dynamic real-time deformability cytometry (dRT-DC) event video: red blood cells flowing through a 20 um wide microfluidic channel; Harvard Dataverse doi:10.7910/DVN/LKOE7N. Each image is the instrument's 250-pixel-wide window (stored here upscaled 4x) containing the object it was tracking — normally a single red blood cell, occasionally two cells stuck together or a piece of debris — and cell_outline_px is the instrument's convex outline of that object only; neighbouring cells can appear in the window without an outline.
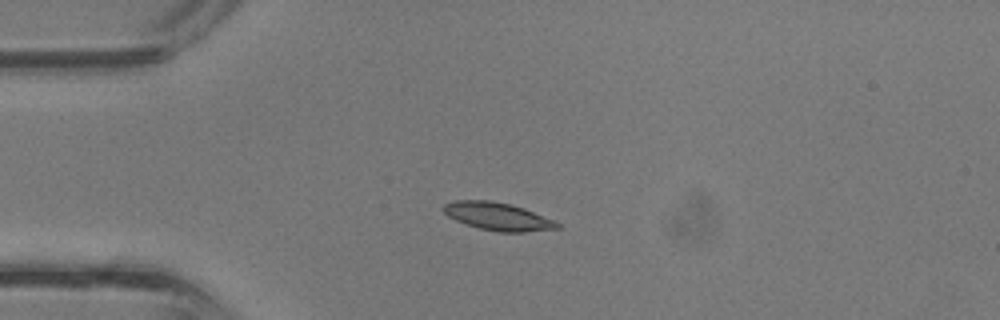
{"species": "common noctule bat (a hibernating species)", "species_latin": "Nyctalus noctula", "temperature_condition": "room temperature", "stored_images_in_passage": 37, "camera_frame_rate_fps": 3000, "um_per_image_px": 0.085, "animal": {"sex": "male", "body_mass_g": 13.3}, "frame": {"image": 1, "passage_image": 9, "time_ms": 2.667, "image_size_px": [1000, 320], "cell_outline_px": [[560, 228], [524, 232], [500, 232], [480, 228], [456, 220], [448, 216], [444, 212], [444, 204], [456, 200], [488, 200], [508, 204], [524, 208], [556, 220], [560, 224]], "centroid_in_image_um": [42.36, 18.4], "position_along_channel_um": 42.6, "area_um2": 18.26}}
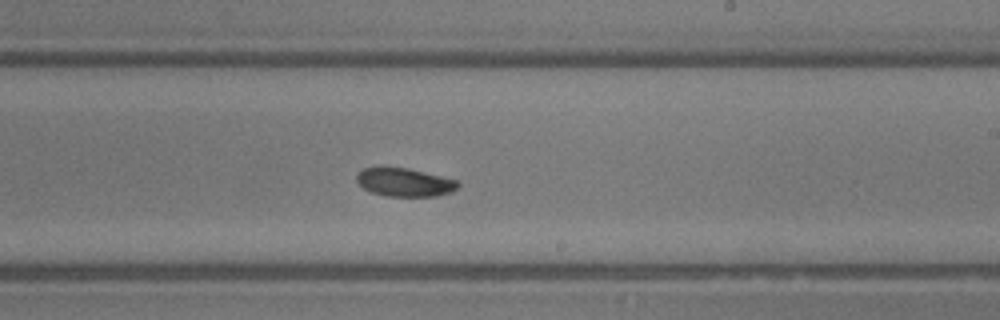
{"frame": {"image": 2, "passage_image": 22, "time_ms": 7.0, "image_size_px": [1000, 320], "cell_outline_px": [[460, 184], [452, 192], [436, 196], [384, 196], [372, 192], [364, 188], [356, 180], [356, 176], [364, 168], [380, 164], [384, 164], [408, 168], [456, 180]], "centroid_in_image_um": [34.33, 15.45], "position_along_channel_um": 254.7, "area_um2": 17.11}}
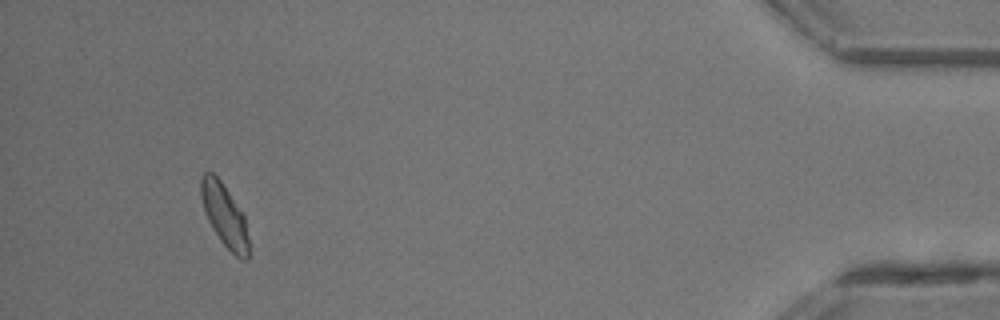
{"frame": {"image": 3, "passage_image": 35, "time_ms": 11.333, "image_size_px": [1000, 320], "cell_outline_px": [[248, 260], [240, 260], [220, 240], [212, 228], [204, 212], [200, 192], [200, 176], [204, 172], [212, 172], [220, 180], [244, 212], [248, 240]], "centroid_in_image_um": [19.07, 18.28], "position_along_channel_um": 416.1, "area_um2": 17.57}}